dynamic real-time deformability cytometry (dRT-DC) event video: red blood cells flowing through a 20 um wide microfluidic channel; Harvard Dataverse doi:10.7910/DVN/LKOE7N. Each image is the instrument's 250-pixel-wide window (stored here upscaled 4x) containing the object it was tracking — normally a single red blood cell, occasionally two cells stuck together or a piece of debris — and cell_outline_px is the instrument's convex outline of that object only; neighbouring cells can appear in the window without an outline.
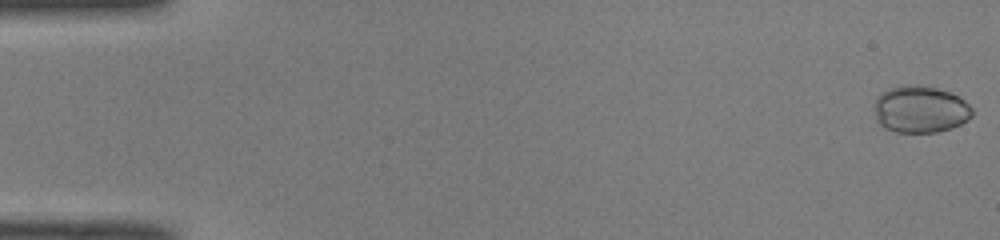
{"species": "common noctule bat (a hibernating species)", "species_latin": "Nyctalus noctula", "temperature_condition": "room temperature", "stored_images_in_passage": 50, "camera_frame_rate_fps": 3000, "um_per_image_px": 0.085, "animal": {"sex": "male", "body_mass_g": 19.0, "forearm_length_mm": 50.8}, "frame": {"image": 1, "passage_image": 1, "time_ms": 0.0, "image_size_px": [1000, 240], "cell_outline_px": [[972, 116], [968, 120], [952, 128], [936, 132], [896, 132], [884, 128], [876, 120], [876, 96], [888, 88], [904, 84], [908, 84], [936, 88], [960, 96], [972, 108]], "centroid_in_image_um": [78.23, 9.29], "position_along_channel_um": 6.8, "area_um2": 26.82}}
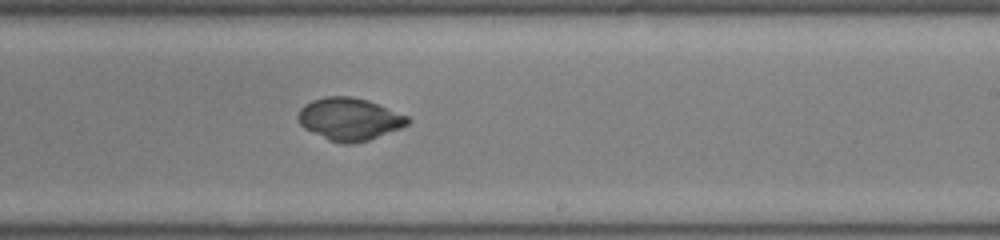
{"frame": {"image": 2, "passage_image": 31, "time_ms": 10.0, "image_size_px": [1000, 240], "cell_outline_px": [[412, 120], [408, 124], [400, 128], [368, 140], [352, 144], [344, 144], [328, 140], [304, 128], [300, 124], [296, 116], [300, 108], [304, 104], [312, 100], [324, 96], [352, 96], [368, 100], [408, 116]], "centroid_in_image_um": [29.67, 10.11], "position_along_channel_um": 259.3, "area_um2": 27.22}}
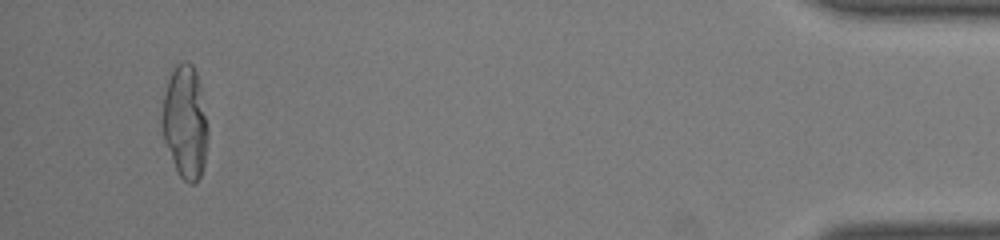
{"frame": {"image": 3, "passage_image": 48, "time_ms": 15.667, "image_size_px": [1000, 240], "cell_outline_px": [[208, 140], [204, 164], [200, 176], [192, 184], [188, 184], [180, 176], [176, 168], [164, 140], [160, 124], [164, 96], [172, 64], [180, 60], [188, 60], [192, 64], [196, 72], [200, 84], [208, 128]], "centroid_in_image_um": [15.73, 10.3], "position_along_channel_um": 419.5, "area_um2": 30.58}}